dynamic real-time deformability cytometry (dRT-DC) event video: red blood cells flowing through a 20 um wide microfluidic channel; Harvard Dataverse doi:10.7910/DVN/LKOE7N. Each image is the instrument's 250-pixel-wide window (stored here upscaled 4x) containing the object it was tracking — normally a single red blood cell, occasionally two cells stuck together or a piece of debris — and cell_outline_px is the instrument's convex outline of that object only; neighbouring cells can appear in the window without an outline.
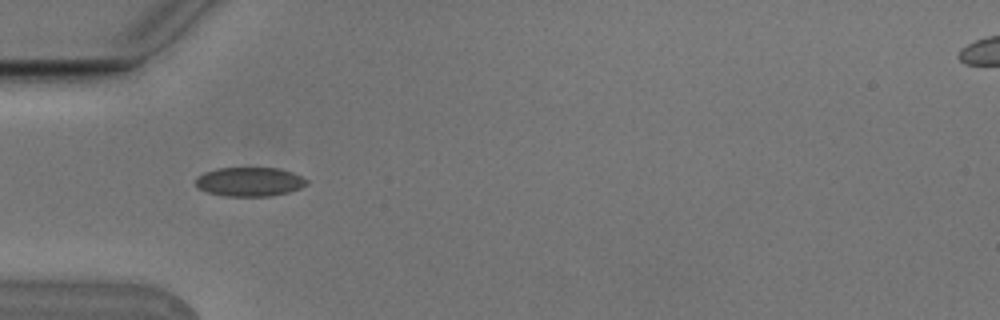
{"species": "Egyptian fruit bat (a non-hibernating species)", "species_latin": "Rousettus aegyptiacus", "temperature_condition": "cold", "stored_images_in_passage": 6, "camera_frame_rate_fps": 3000, "um_per_image_px": 0.085, "animal": {"sex": "male"}, "frame": {"image": 1, "passage_image": 2, "time_ms": 0.333, "image_size_px": [1000, 320], "cell_outline_px": [[308, 184], [300, 188], [288, 192], [272, 196], [224, 196], [208, 192], [200, 188], [196, 184], [196, 176], [204, 172], [216, 168], [280, 168], [292, 172], [308, 180]], "centroid_in_image_um": [21.22, 15.44], "position_along_channel_um": 63.8, "area_um2": 18.84}}
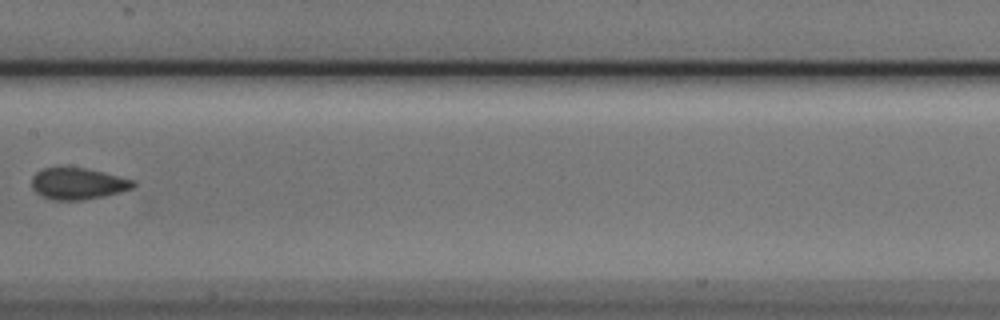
{"frame": {"image": 2, "passage_image": 5, "time_ms": 1.333, "image_size_px": [1000, 320], "cell_outline_px": [[136, 184], [132, 188], [120, 192], [104, 196], [80, 200], [52, 200], [40, 196], [32, 188], [32, 176], [36, 172], [44, 168], [88, 168], [136, 180]], "centroid_in_image_um": [6.63, 15.61], "position_along_channel_um": 200.8, "area_um2": 18.73}}
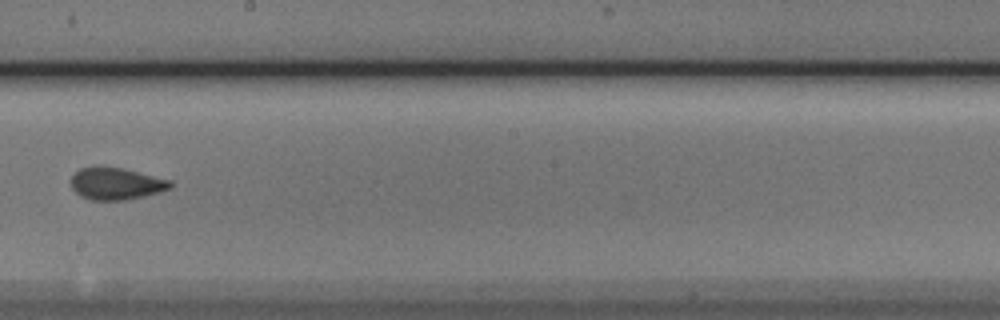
{"frame": {"image": 3, "passage_image": 6, "time_ms": 1.667, "image_size_px": [1000, 320], "cell_outline_px": [[172, 188], [160, 192], [144, 196], [124, 200], [92, 200], [80, 196], [72, 188], [72, 176], [80, 168], [92, 164], [100, 164], [124, 168], [172, 180]], "centroid_in_image_um": [9.87, 15.57], "position_along_channel_um": 238.3, "area_um2": 19.07}}